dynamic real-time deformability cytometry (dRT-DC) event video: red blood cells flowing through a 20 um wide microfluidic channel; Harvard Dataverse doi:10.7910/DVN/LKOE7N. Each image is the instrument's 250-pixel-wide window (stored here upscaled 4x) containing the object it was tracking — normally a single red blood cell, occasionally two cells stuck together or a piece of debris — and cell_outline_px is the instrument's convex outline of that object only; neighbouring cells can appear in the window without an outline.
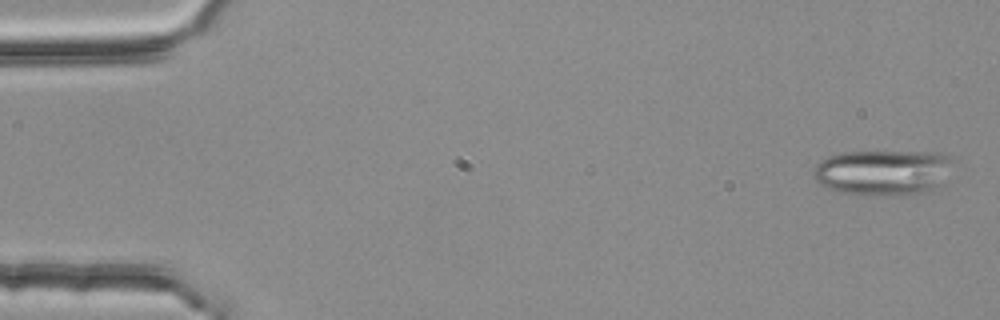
{"species": "common noctule bat (a hibernating species)", "species_latin": "Nyctalus noctula", "temperature_condition": "room temperature", "stored_images_in_passage": 54, "segment_of_instrument_passage": [1, 2], "camera_frame_rate_fps": 3000, "um_per_image_px": 0.085, "animal": {"sex": "female", "body_mass_g": 25.1}, "frame": {"image": 1, "passage_image": 2, "time_ms": 0.333, "image_size_px": [1000, 320], "cell_outline_px": [[956, 160], [936, 184], [924, 192], [916, 196], [876, 196], [840, 192], [820, 184], [812, 176], [812, 168], [820, 160], [828, 156], [840, 152], [940, 152], [952, 156]], "centroid_in_image_um": [75.0, 14.65], "position_along_channel_um": 10.0, "area_um2": 37.34}}